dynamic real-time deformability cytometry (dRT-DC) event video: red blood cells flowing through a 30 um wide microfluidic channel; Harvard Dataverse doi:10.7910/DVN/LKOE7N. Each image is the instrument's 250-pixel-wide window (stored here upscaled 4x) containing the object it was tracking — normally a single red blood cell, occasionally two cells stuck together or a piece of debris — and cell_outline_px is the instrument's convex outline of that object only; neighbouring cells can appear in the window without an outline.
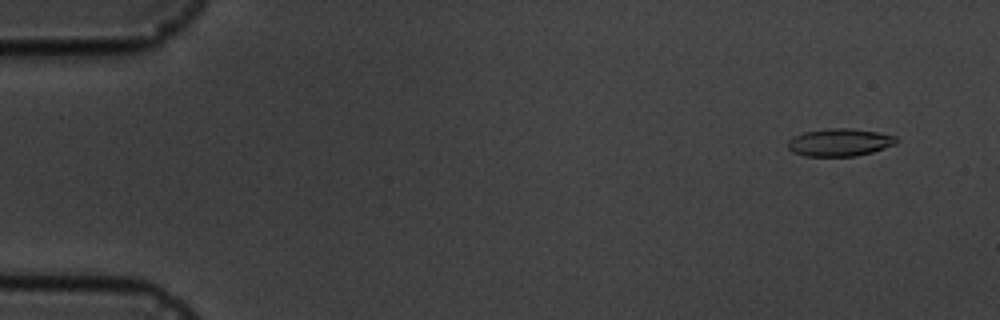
{"species": "common noctule bat (a hibernating species)", "species_latin": "Nyctalus noctula", "temperature_condition": "cold", "stored_images_in_passage": 4, "camera_frame_rate_fps": 3000, "um_per_image_px": 0.085, "animal": {"sex": "male", "body_mass_g": 19.5, "forearm_length_mm": 54.6}, "frame": {"image": 1, "passage_image": 1, "time_ms": 0.0, "image_size_px": [1000, 320], "cell_outline_px": [[900, 140], [896, 144], [872, 152], [856, 156], [804, 156], [792, 152], [788, 148], [788, 140], [792, 136], [804, 132], [828, 128], [852, 128], [876, 132], [896, 136]], "centroid_in_image_um": [71.36, 12.1], "position_along_channel_um": 13.6, "area_um2": 17.63}}
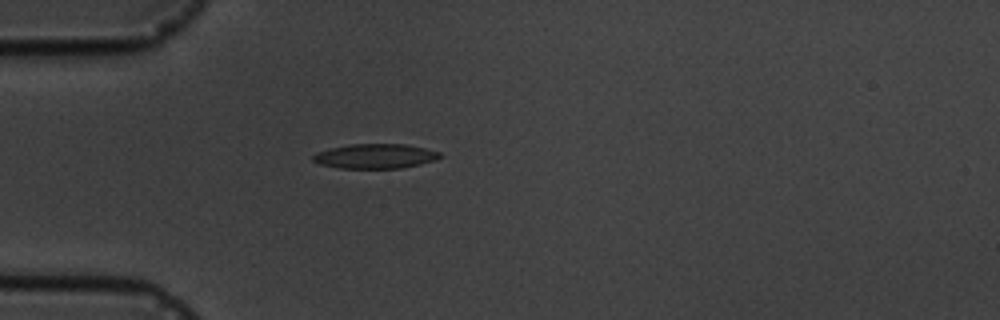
{"frame": {"image": 2, "passage_image": 4, "time_ms": 4.0, "image_size_px": [1000, 320], "cell_outline_px": [[444, 156], [420, 164], [400, 168], [340, 168], [320, 164], [312, 160], [312, 156], [316, 152], [328, 148], [348, 144], [408, 144], [440, 152]], "centroid_in_image_um": [31.87, 13.26], "position_along_channel_um": 53.1, "area_um2": 18.26}}